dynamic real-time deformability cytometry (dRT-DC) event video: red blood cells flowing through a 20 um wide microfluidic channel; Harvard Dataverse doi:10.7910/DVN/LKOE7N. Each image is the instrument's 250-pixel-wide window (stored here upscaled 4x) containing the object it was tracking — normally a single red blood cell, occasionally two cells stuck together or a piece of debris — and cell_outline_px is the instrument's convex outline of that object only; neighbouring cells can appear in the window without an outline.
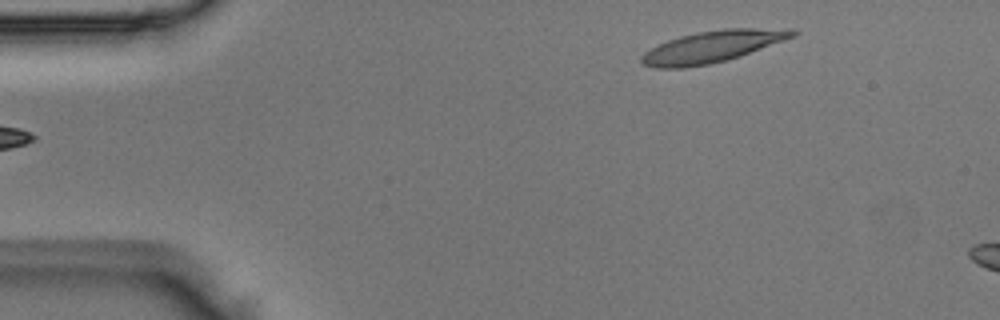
{"species": "Egyptian fruit bat (a non-hibernating species)", "species_latin": "Rousettus aegyptiacus", "temperature_condition": "room temperature", "stored_images_in_passage": 2, "camera_frame_rate_fps": 3000, "um_per_image_px": 0.085, "animal": {"sex": "male"}, "frame": {"image": 1, "passage_image": 2, "time_ms": 0.333, "image_size_px": [1000, 320], "cell_outline_px": [[800, 32], [796, 36], [740, 56], [708, 64], [684, 68], [656, 68], [644, 64], [640, 60], [640, 56], [644, 52], [668, 40], [680, 36], [700, 32], [724, 28], [792, 28]], "centroid_in_image_um": [60.6, 3.95], "position_along_channel_um": 24.4, "area_um2": 27.74}}